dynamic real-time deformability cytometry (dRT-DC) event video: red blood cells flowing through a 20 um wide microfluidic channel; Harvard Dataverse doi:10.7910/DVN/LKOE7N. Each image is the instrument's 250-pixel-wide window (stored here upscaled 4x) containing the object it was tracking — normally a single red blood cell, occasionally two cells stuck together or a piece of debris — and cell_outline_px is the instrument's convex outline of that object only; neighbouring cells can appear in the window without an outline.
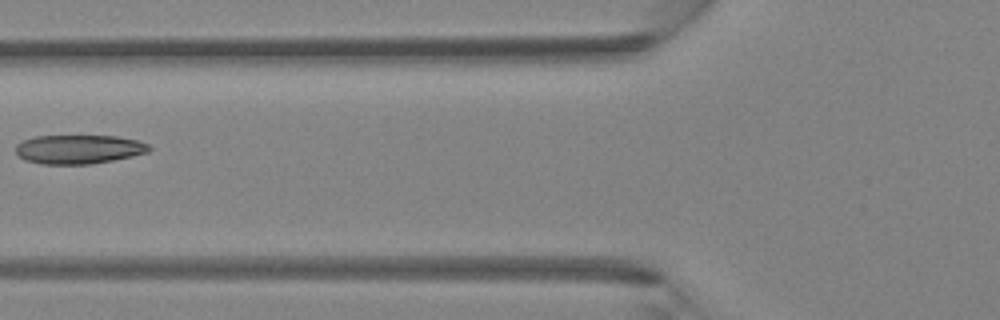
{"species": "Egyptian fruit bat (a non-hibernating species)", "species_latin": "Rousettus aegyptiacus", "temperature_condition": "room temperature", "stored_images_in_passage": 2, "camera_frame_rate_fps": 3000, "um_per_image_px": 0.085, "animal": {"sex": "female"}, "frame": {"image": 1, "passage_image": 2, "time_ms": 0.333, "image_size_px": [1000, 320], "cell_outline_px": [[152, 148], [148, 152], [132, 156], [92, 164], [40, 164], [24, 160], [16, 152], [16, 144], [24, 140], [36, 136], [116, 136], [136, 140], [148, 144]], "centroid_in_image_um": [6.69, 12.69], "position_along_channel_um": 119.1, "area_um2": 22.48}}